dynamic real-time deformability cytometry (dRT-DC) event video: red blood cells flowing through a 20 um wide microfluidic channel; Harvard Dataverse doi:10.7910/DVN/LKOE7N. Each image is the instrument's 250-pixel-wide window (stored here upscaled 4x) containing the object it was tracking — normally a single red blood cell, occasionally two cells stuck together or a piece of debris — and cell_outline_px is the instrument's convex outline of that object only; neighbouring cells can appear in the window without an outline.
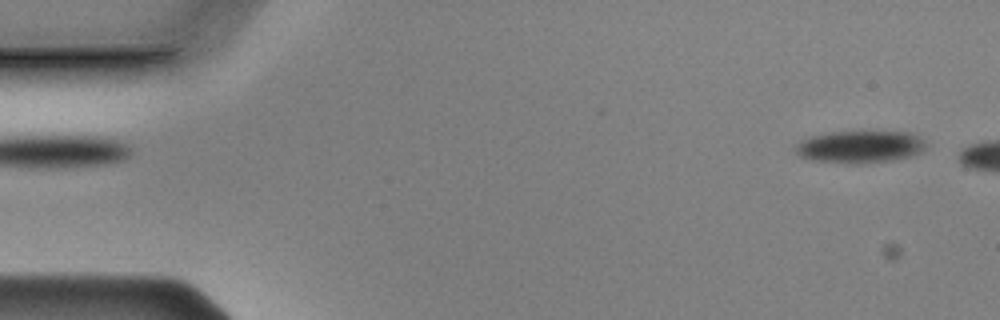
{"species": "Egyptian fruit bat (a non-hibernating species)", "species_latin": "Rousettus aegyptiacus", "temperature_condition": "cold", "stored_images_in_passage": 7, "camera_frame_rate_fps": 3000, "um_per_image_px": 0.085, "animal": {"sex": "male"}, "frame": {"image": 1, "passage_image": 2, "time_ms": 0.333, "image_size_px": [1000, 320], "cell_outline_px": [[924, 148], [920, 152], [908, 156], [888, 160], [856, 164], [852, 164], [812, 160], [800, 156], [796, 152], [796, 144], [800, 140], [808, 136], [832, 132], [908, 132], [924, 140]], "centroid_in_image_um": [73.02, 12.47], "position_along_channel_um": 12.0, "area_um2": 24.16}}